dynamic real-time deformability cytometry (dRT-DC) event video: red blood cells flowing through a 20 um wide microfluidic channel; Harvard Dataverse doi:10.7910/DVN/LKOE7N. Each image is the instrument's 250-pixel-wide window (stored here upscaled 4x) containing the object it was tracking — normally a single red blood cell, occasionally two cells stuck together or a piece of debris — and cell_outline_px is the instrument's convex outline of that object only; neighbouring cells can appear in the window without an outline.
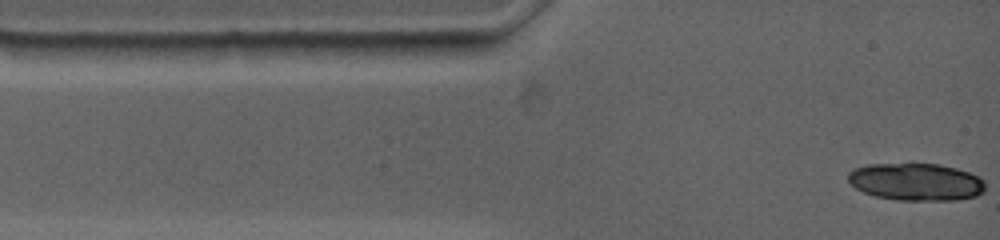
{"species": "common noctule bat (a hibernating species)", "species_latin": "Nyctalus noctula", "temperature_condition": "warm", "stored_images_in_passage": 5, "camera_frame_rate_fps": 4500, "um_per_image_px": 0.085, "animal": {"sex": "female", "body_mass_g": 19.0, "forearm_length_mm": 53.3}, "frame": {"image": 1, "passage_image": 1, "time_ms": 0.0, "image_size_px": [1000, 240], "cell_outline_px": [[984, 192], [976, 196], [956, 200], [896, 200], [876, 196], [864, 192], [856, 188], [848, 180], [848, 172], [856, 168], [868, 164], [940, 164], [956, 168], [980, 176], [984, 180]], "centroid_in_image_um": [77.89, 15.46], "position_along_channel_um": 7.1, "area_um2": 29.88}}